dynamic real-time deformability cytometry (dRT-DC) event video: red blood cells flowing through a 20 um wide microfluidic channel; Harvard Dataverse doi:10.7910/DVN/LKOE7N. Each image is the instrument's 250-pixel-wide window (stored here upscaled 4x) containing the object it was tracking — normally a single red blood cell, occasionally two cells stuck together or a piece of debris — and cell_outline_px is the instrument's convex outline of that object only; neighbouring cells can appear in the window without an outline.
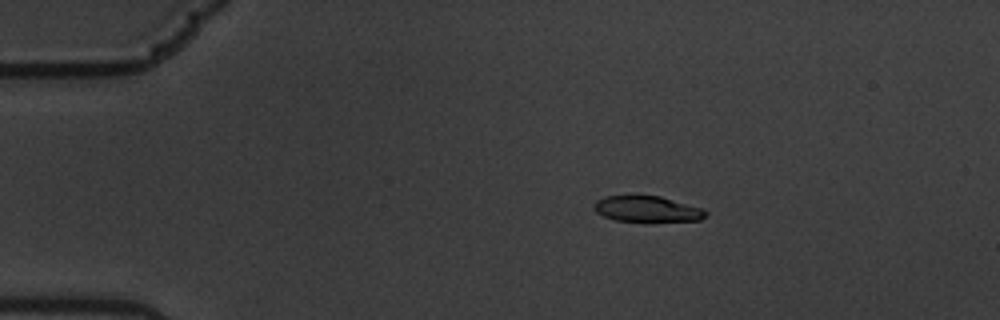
{"species": "common noctule bat (a hibernating species)", "species_latin": "Nyctalus noctula", "temperature_condition": "warm", "stored_images_in_passage": 51, "camera_frame_rate_fps": 3000, "um_per_image_px": 0.085, "animal": {"sex": "male", "body_mass_g": 19.5, "forearm_length_mm": 54.6}, "frame": {"image": 1, "passage_image": 2, "time_ms": 0.333, "image_size_px": [1000, 320], "cell_outline_px": [[708, 212], [700, 220], [644, 224], [616, 220], [604, 216], [596, 212], [592, 208], [592, 204], [596, 200], [604, 196], [660, 196], [700, 208]], "centroid_in_image_um": [54.96, 17.82], "position_along_channel_um": 30.0, "area_um2": 17.46}}
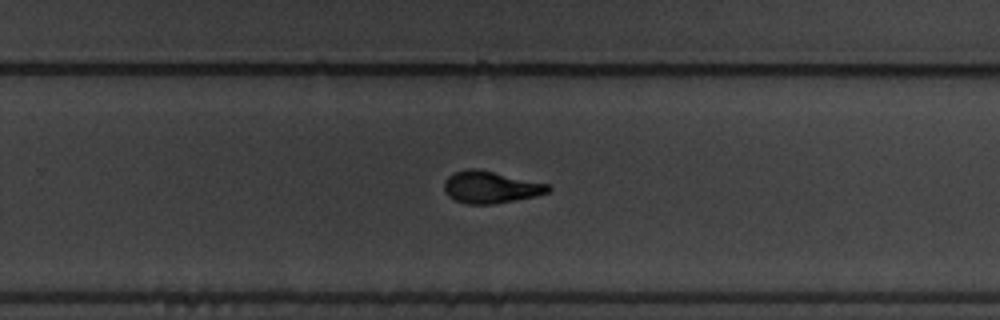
{"frame": {"image": 2, "passage_image": 30, "time_ms": 9.667, "image_size_px": [1000, 320], "cell_outline_px": [[552, 188], [548, 192], [536, 196], [496, 204], [464, 204], [448, 196], [444, 188], [444, 180], [448, 176], [456, 172], [468, 168], [476, 168], [548, 184]], "centroid_in_image_um": [41.69, 15.92], "position_along_channel_um": 288.1, "area_um2": 19.36}}
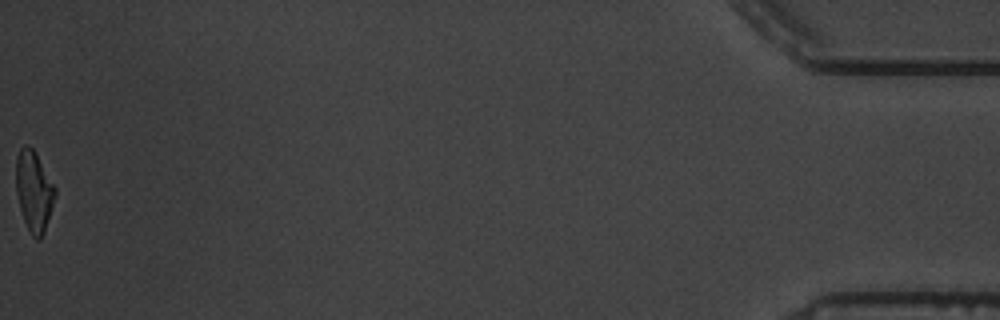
{"frame": {"image": 3, "passage_image": 51, "time_ms": 16.667, "image_size_px": [1000, 320], "cell_outline_px": [[56, 196], [44, 232], [40, 240], [36, 240], [32, 236], [24, 220], [20, 208], [16, 192], [16, 156], [20, 148], [24, 144], [28, 144], [36, 152], [56, 188]], "centroid_in_image_um": [2.88, 16.22], "position_along_channel_um": 432.3, "area_um2": 18.44}, "authors_computed_cell_mechanics": {"area_um2": 19.3052, "velocity_mm_per_s": 3.4163, "shape_relaxation_time_tau1_ms": 4.3606, "shape_relaxation_time_tau2_ms": 1.4656, "deformation_change_tau1": 0.1844, "deformation_change_tau2": 0.0794}}